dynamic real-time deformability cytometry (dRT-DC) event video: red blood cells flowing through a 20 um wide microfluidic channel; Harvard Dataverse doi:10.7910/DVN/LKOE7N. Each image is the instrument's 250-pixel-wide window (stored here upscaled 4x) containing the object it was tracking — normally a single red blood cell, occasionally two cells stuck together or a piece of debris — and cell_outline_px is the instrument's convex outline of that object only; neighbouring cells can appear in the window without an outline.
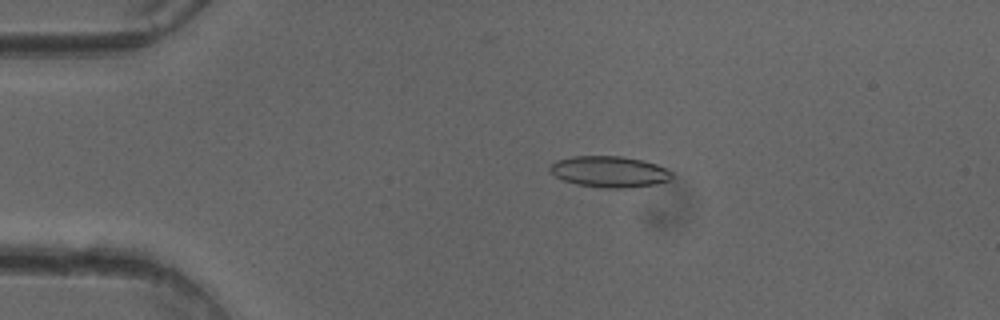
{"species": "common noctule bat (a hibernating species)", "species_latin": "Nyctalus noctula", "temperature_condition": "cold", "stored_images_in_passage": 51, "camera_frame_rate_fps": 3000, "um_per_image_px": 0.085, "animal": {"sex": "female"}, "frame": {"image": 1, "passage_image": 11, "time_ms": 3.333, "image_size_px": [1000, 320], "cell_outline_px": [[672, 180], [656, 184], [628, 188], [600, 188], [576, 184], [564, 180], [556, 176], [548, 168], [556, 160], [572, 156], [620, 156], [644, 160], [656, 164], [672, 172]], "centroid_in_image_um": [51.82, 14.6], "position_along_channel_um": 33.2, "area_um2": 22.25}}
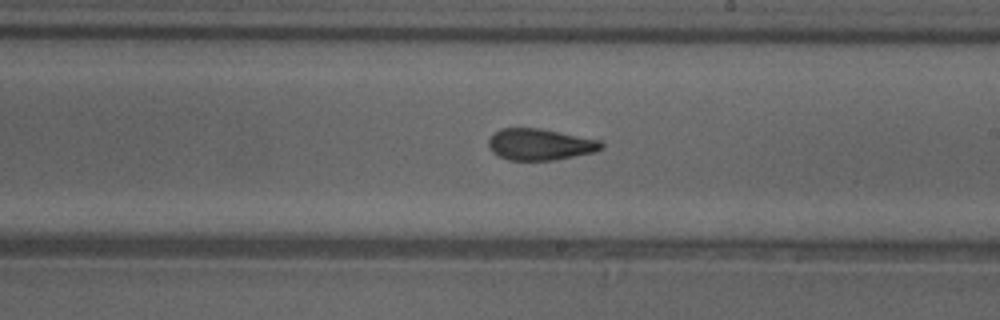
{"frame": {"image": 2, "passage_image": 30, "time_ms": 9.667, "image_size_px": [1000, 320], "cell_outline_px": [[604, 148], [592, 152], [552, 160], [508, 160], [492, 152], [488, 148], [488, 140], [500, 128], [540, 128], [600, 140], [604, 144]], "centroid_in_image_um": [45.88, 12.27], "position_along_channel_um": 243.1, "area_um2": 20.52}}
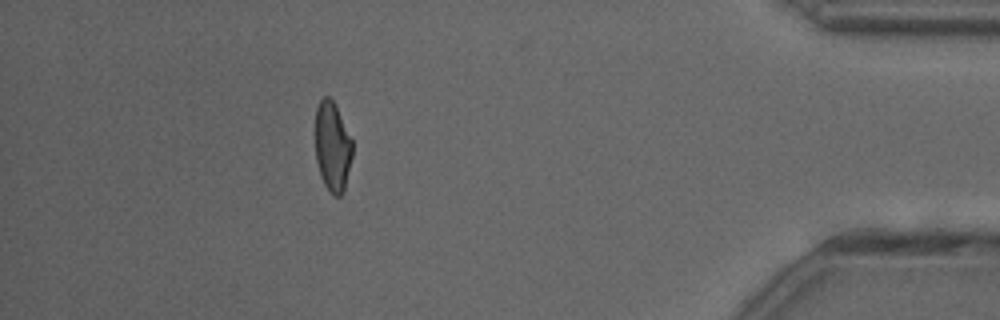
{"frame": {"image": 3, "passage_image": 46, "time_ms": 15.0, "image_size_px": [1000, 320], "cell_outline_px": [[352, 156], [344, 192], [340, 196], [336, 196], [324, 184], [320, 176], [316, 160], [316, 108], [320, 100], [324, 96], [328, 96], [336, 104], [352, 140]], "centroid_in_image_um": [28.26, 12.44], "position_along_channel_um": 406.9, "area_um2": 19.36}, "authors_computed_cell_mechanics": {"area_um2": 21.2126, "velocity_mm_per_s": 4.0417, "shape_relaxation_time_tau1_ms": 7.9335, "shape_relaxation_time_tau2_ms": 1.6865, "deformation_change_tau1": 0.1934, "deformation_change_tau2": 0.0878}}